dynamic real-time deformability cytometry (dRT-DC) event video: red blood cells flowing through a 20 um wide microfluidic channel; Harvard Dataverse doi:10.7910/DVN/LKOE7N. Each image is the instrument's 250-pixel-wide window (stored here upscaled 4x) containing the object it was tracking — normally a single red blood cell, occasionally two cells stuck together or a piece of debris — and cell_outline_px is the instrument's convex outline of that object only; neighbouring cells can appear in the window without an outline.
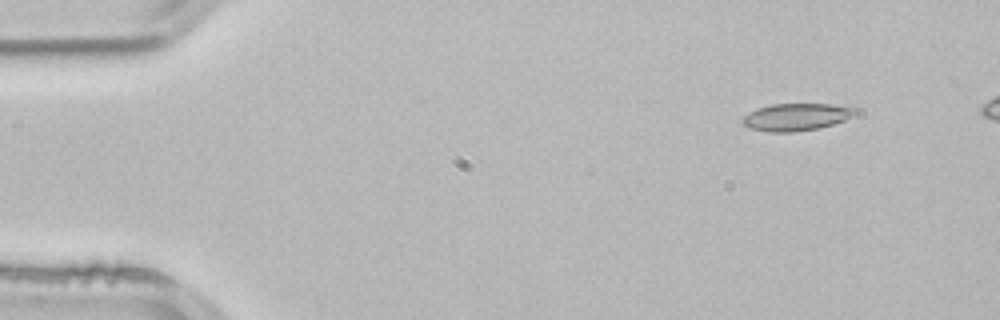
{"species": "common noctule bat (a hibernating species)", "species_latin": "Nyctalus noctula", "temperature_condition": "room temperature", "stored_images_in_passage": 4, "camera_frame_rate_fps": 3000, "um_per_image_px": 0.085, "animal": {"sex": "male", "body_mass_g": 21.5, "forearm_length_mm": 52.0}, "frame": {"image": 1, "passage_image": 1, "time_ms": 0.0, "image_size_px": [1000, 320], "cell_outline_px": [[860, 112], [856, 116], [820, 128], [792, 132], [768, 132], [752, 128], [744, 124], [744, 116], [756, 108], [772, 104], [832, 104], [856, 108]], "centroid_in_image_um": [67.76, 9.93], "position_along_channel_um": 17.2, "area_um2": 17.92}}